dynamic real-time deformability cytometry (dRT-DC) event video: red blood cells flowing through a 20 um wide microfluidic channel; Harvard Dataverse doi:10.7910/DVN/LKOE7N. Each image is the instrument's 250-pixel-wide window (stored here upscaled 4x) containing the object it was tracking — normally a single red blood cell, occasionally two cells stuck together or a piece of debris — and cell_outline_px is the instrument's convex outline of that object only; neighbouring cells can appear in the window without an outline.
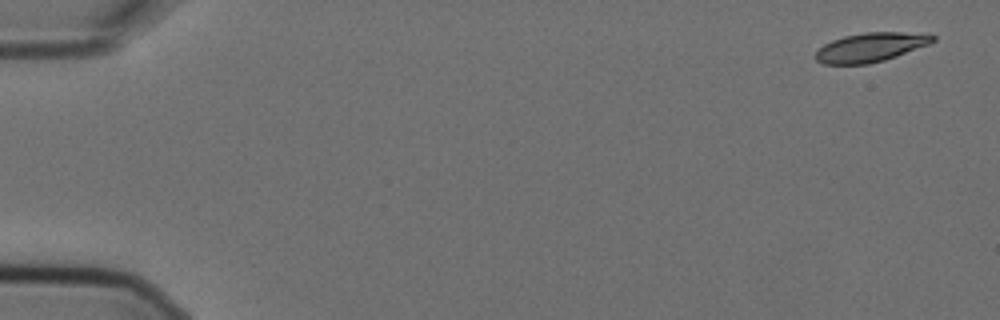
{"species": "Egyptian fruit bat (a non-hibernating species)", "species_latin": "Rousettus aegyptiacus", "temperature_condition": "cold", "stored_images_in_passage": 6, "camera_frame_rate_fps": 3000, "um_per_image_px": 0.085, "animal": {"sex": "female"}, "frame": {"image": 1, "passage_image": 1, "time_ms": 0.0, "image_size_px": [1000, 320], "cell_outline_px": [[936, 40], [928, 44], [896, 56], [884, 60], [868, 64], [824, 64], [816, 60], [812, 56], [824, 44], [832, 40], [844, 36], [864, 32], [928, 32], [936, 36]], "centroid_in_image_um": [74.02, 4.0], "position_along_channel_um": 11.0, "area_um2": 20.06}}
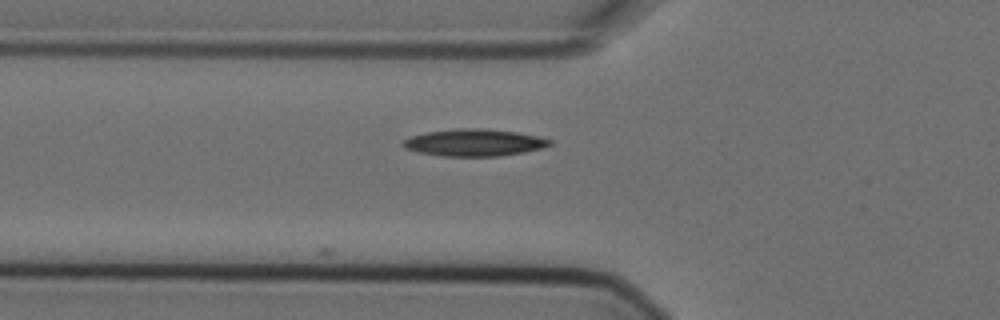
{"frame": {"image": 2, "passage_image": 6, "time_ms": 1.667, "image_size_px": [1000, 320], "cell_outline_px": [[552, 144], [544, 148], [524, 152], [500, 156], [444, 156], [416, 152], [404, 148], [400, 144], [404, 140], [412, 136], [428, 132], [460, 128], [484, 128], [516, 132], [540, 136], [552, 140]], "centroid_in_image_um": [40.33, 12.12], "position_along_channel_um": 85.5, "area_um2": 23.24}}